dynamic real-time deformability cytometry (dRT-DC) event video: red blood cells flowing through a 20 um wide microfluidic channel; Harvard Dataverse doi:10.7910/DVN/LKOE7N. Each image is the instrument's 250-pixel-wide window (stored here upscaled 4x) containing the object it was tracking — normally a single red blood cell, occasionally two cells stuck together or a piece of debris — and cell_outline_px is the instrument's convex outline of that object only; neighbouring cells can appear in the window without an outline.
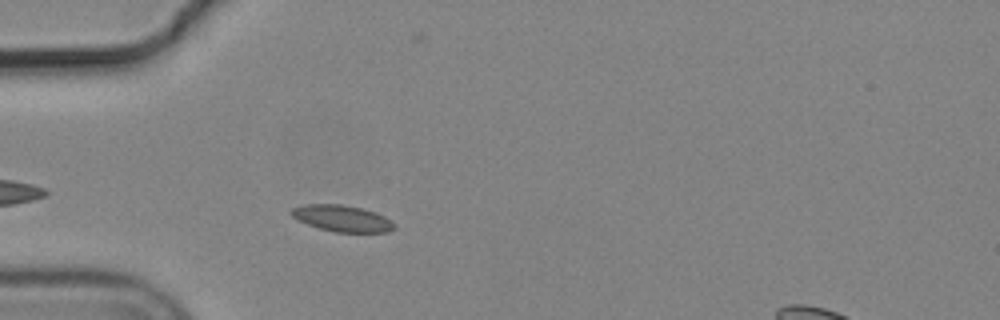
{"species": "common noctule bat (a hibernating species)", "species_latin": "Nyctalus noctula", "temperature_condition": "cold", "stored_images_in_passage": 36, "camera_frame_rate_fps": 3000, "um_per_image_px": 0.085, "animal": {"sex": "male", "body_mass_g": 19.2, "forearm_length_mm": 51.8}, "frame": {"image": 1, "passage_image": 5, "time_ms": 1.333, "image_size_px": [1000, 320], "cell_outline_px": [[396, 228], [388, 232], [332, 232], [308, 224], [292, 216], [288, 212], [292, 208], [304, 204], [340, 204], [360, 208], [376, 212], [384, 216], [396, 224]], "centroid_in_image_um": [29.09, 18.56], "position_along_channel_um": 55.9, "area_um2": 15.84}}
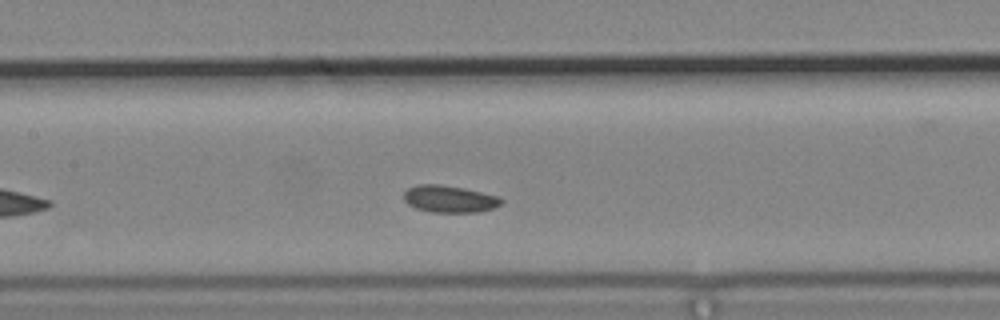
{"frame": {"image": 2, "passage_image": 15, "time_ms": 4.667, "image_size_px": [1000, 320], "cell_outline_px": [[504, 200], [496, 208], [480, 212], [432, 212], [416, 208], [408, 204], [404, 200], [404, 192], [408, 188], [420, 184], [436, 184], [464, 188], [500, 196]], "centroid_in_image_um": [38.25, 16.92], "position_along_channel_um": 169.2, "area_um2": 15.43}}
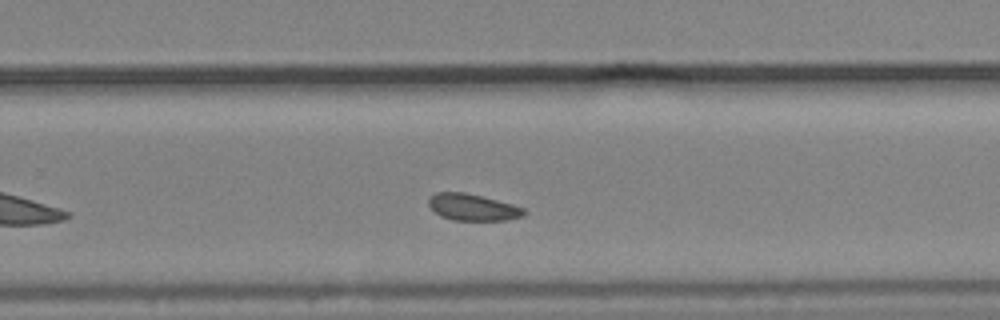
{"frame": {"image": 3, "passage_image": 25, "time_ms": 8.0, "image_size_px": [1000, 320], "cell_outline_px": [[528, 212], [524, 216], [508, 220], [452, 220], [440, 216], [428, 204], [428, 200], [436, 192], [464, 192], [512, 204], [524, 208]], "centroid_in_image_um": [40.21, 17.63], "position_along_channel_um": 289.6, "area_um2": 14.74}, "authors_computed_cell_mechanics": {"area_um2": 15.4904, "velocity_mm_per_s": 3.635, "shape_relaxation_time_tau1_ms": null, "shape_relaxation_time_tau2_ms": 3.3425, "deformation_change_tau1": null, "deformation_change_tau2": 0.0566}}